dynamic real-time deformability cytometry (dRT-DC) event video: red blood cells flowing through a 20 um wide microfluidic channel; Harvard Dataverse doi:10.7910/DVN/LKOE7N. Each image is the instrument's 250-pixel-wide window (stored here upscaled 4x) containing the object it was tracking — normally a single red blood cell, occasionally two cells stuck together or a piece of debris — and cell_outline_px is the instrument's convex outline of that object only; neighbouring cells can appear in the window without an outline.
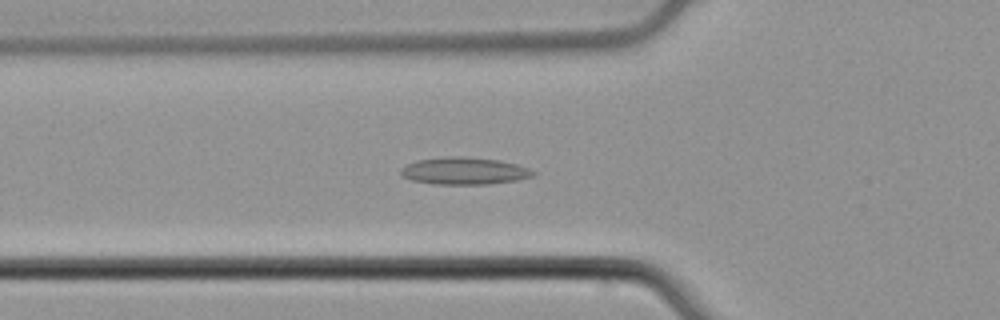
{"species": "common noctule bat (a hibernating species)", "species_latin": "Nyctalus noctula", "temperature_condition": "cold", "stored_images_in_passage": 53, "camera_frame_rate_fps": 3000, "um_per_image_px": 0.085, "animal": {"sex": "male", "body_mass_g": 21.5, "forearm_length_mm": 52.0}, "frame": {"image": 1, "passage_image": 19, "time_ms": 6.0, "image_size_px": [1000, 320], "cell_outline_px": [[536, 172], [532, 176], [516, 180], [488, 184], [432, 184], [412, 180], [404, 176], [400, 172], [400, 168], [416, 160], [444, 156], [460, 156], [500, 160], [516, 164], [528, 168]], "centroid_in_image_um": [39.44, 14.52], "position_along_channel_um": 86.4, "area_um2": 20.92}}
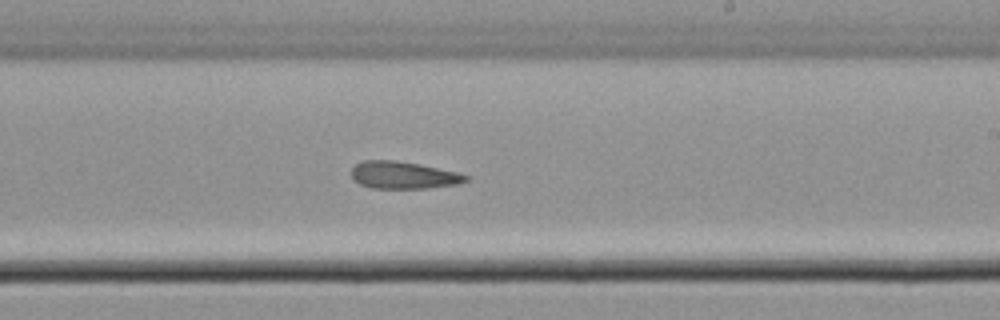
{"frame": {"image": 2, "passage_image": 32, "time_ms": 10.333, "image_size_px": [1000, 320], "cell_outline_px": [[468, 180], [456, 184], [428, 188], [372, 188], [360, 184], [352, 180], [352, 168], [356, 164], [364, 160], [396, 160], [456, 172], [468, 176]], "centroid_in_image_um": [34.23, 14.89], "position_along_channel_um": 254.8, "area_um2": 17.92}}
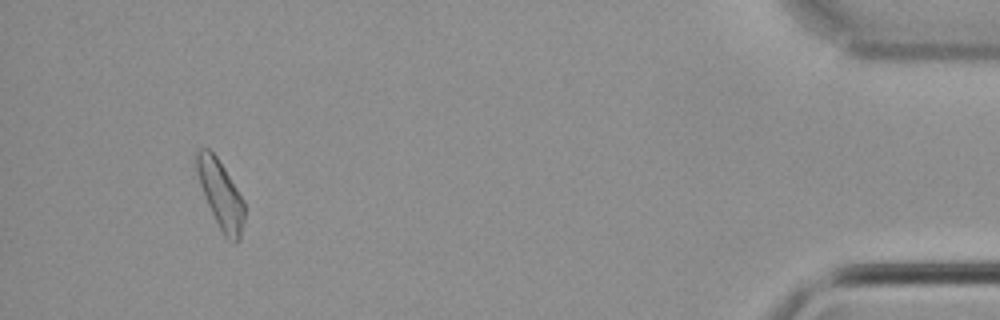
{"frame": {"image": 3, "passage_image": 50, "time_ms": 16.333, "image_size_px": [1000, 320], "cell_outline_px": [[244, 220], [240, 240], [232, 244], [224, 236], [208, 204], [200, 184], [196, 172], [196, 152], [200, 148], [208, 148], [216, 156], [224, 168], [244, 200]], "centroid_in_image_um": [18.77, 16.55], "position_along_channel_um": 416.4, "area_um2": 18.67}, "authors_computed_cell_mechanics": {"area_um2": 18.785, "velocity_mm_per_s": 3.8872, "shape_relaxation_time_tau1_ms": null, "shape_relaxation_time_tau2_ms": 5.5403, "deformation_change_tau1": null, "deformation_change_tau2": 0.1431}}